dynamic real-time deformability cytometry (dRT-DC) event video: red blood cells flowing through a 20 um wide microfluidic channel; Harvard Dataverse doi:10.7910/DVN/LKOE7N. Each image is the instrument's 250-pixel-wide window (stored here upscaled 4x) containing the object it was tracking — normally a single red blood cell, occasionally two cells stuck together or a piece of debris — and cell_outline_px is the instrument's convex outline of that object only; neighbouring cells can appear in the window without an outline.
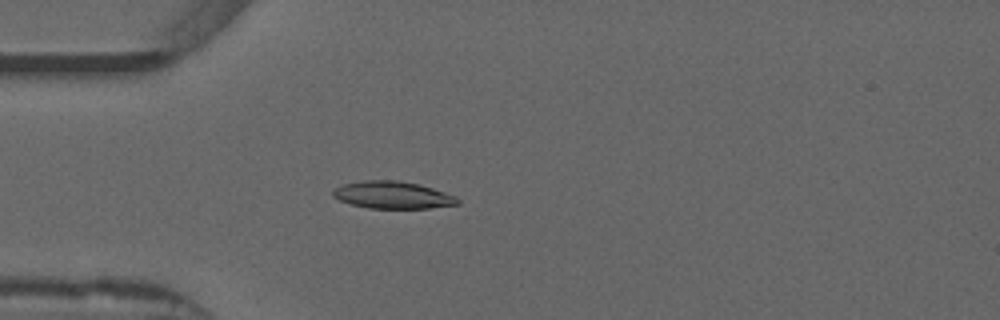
{"species": "common noctule bat (a hibernating species)", "species_latin": "Nyctalus noctula", "temperature_condition": "warm", "stored_images_in_passage": 53, "camera_frame_rate_fps": 3000, "um_per_image_px": 0.085, "animal": {"sex": "male", "forearm_length_mm": 52.5}, "frame": {"image": 1, "passage_image": 15, "time_ms": 4.667, "image_size_px": [1000, 320], "cell_outline_px": [[460, 204], [428, 208], [368, 208], [352, 204], [340, 200], [332, 196], [332, 188], [344, 184], [364, 180], [396, 180], [420, 184], [456, 196], [460, 200]], "centroid_in_image_um": [33.37, 16.57], "position_along_channel_um": 51.6, "area_um2": 19.83}}
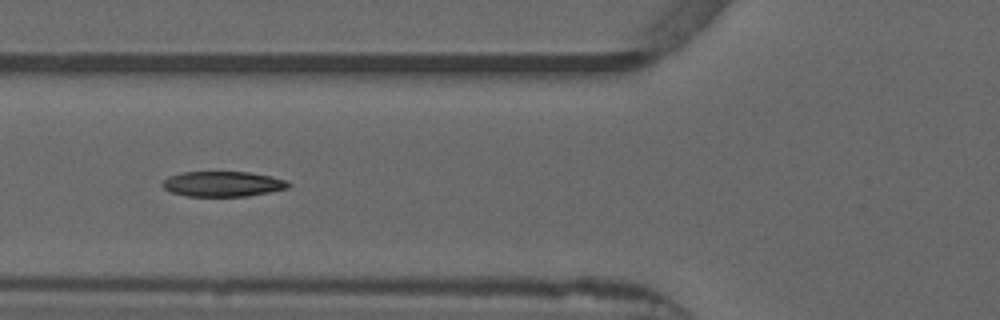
{"frame": {"image": 2, "passage_image": 20, "time_ms": 6.333, "image_size_px": [1000, 320], "cell_outline_px": [[292, 184], [288, 188], [248, 196], [184, 196], [172, 192], [164, 188], [160, 184], [168, 176], [184, 172], [248, 172], [272, 176], [288, 180]], "centroid_in_image_um": [18.95, 15.63], "position_along_channel_um": 106.8, "area_um2": 18.61}}
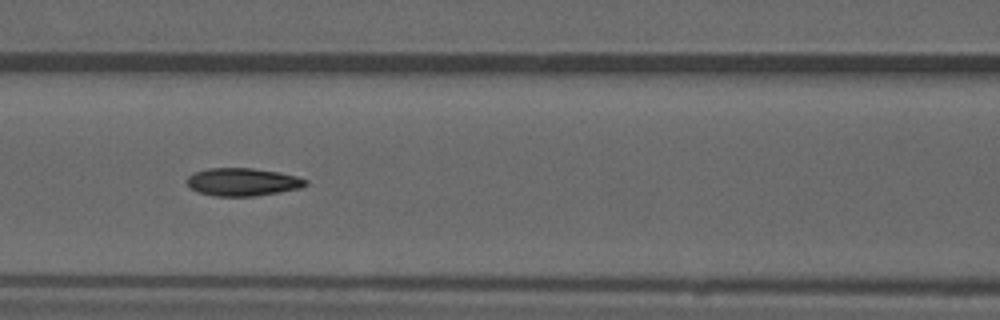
{"frame": {"image": 3, "passage_image": 23, "time_ms": 7.333, "image_size_px": [1000, 320], "cell_outline_px": [[308, 184], [300, 188], [280, 192], [252, 196], [216, 196], [196, 192], [188, 184], [188, 176], [192, 172], [208, 168], [252, 168], [280, 172], [296, 176], [308, 180]], "centroid_in_image_um": [20.63, 15.46], "position_along_channel_um": 146.0, "area_um2": 19.31}, "authors_computed_cell_mechanics": {"area_um2": 19.074, "velocity_mm_per_s": 3.8848, "shape_relaxation_time_tau1_ms": 6.8948, "shape_relaxation_time_tau2_ms": 2.8146, "deformation_change_tau1": 0.1991, "deformation_change_tau2": 0.0903}}